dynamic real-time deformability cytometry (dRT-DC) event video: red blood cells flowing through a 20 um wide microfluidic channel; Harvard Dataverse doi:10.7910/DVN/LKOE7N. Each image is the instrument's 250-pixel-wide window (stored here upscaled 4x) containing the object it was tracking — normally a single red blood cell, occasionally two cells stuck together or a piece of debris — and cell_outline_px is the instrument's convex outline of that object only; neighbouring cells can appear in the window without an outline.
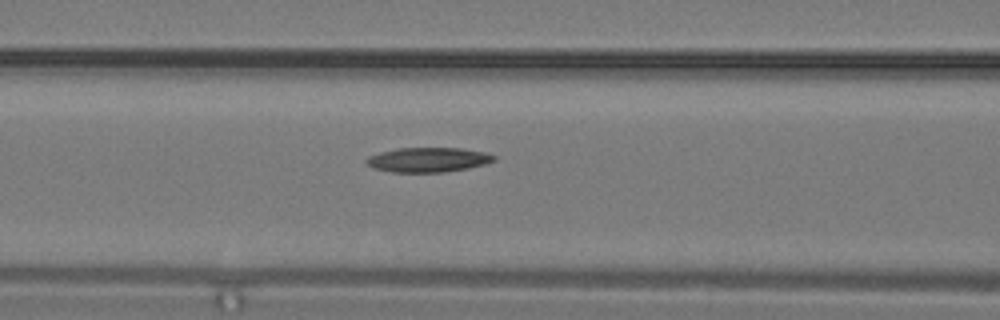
{"species": "common noctule bat (a hibernating species)", "species_latin": "Nyctalus noctula", "temperature_condition": "warm", "stored_images_in_passage": 14, "camera_frame_rate_fps": 3000, "um_per_image_px": 0.085, "animal": {"sex": "male", "body_mass_g": 19.2, "forearm_length_mm": 51.8}, "frame": {"image": 1, "passage_image": 8, "time_ms": 2.333, "image_size_px": [1000, 320], "cell_outline_px": [[496, 160], [484, 164], [468, 168], [444, 172], [392, 172], [372, 168], [364, 160], [368, 156], [380, 152], [400, 148], [460, 148], [484, 152], [496, 156]], "centroid_in_image_um": [36.37, 13.58], "position_along_channel_um": 130.2, "area_um2": 18.26}}
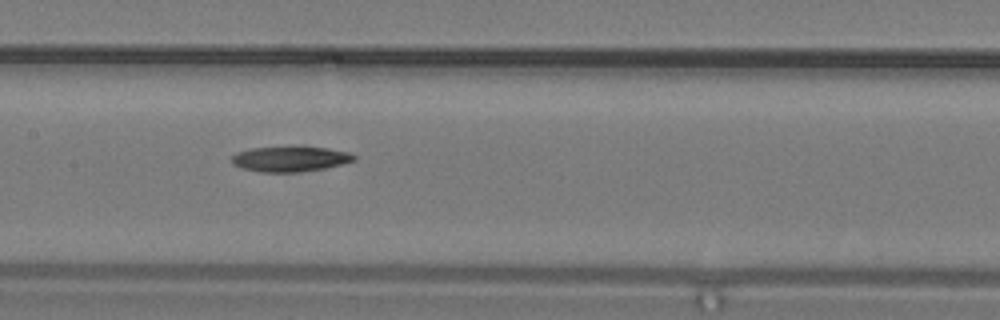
{"frame": {"image": 2, "passage_image": 10, "time_ms": 3.0, "image_size_px": [1000, 320], "cell_outline_px": [[356, 160], [324, 168], [296, 172], [260, 172], [240, 168], [232, 164], [232, 156], [236, 152], [252, 148], [328, 148], [348, 152], [356, 156]], "centroid_in_image_um": [24.62, 13.53], "position_along_channel_um": 182.8, "area_um2": 17.57}}
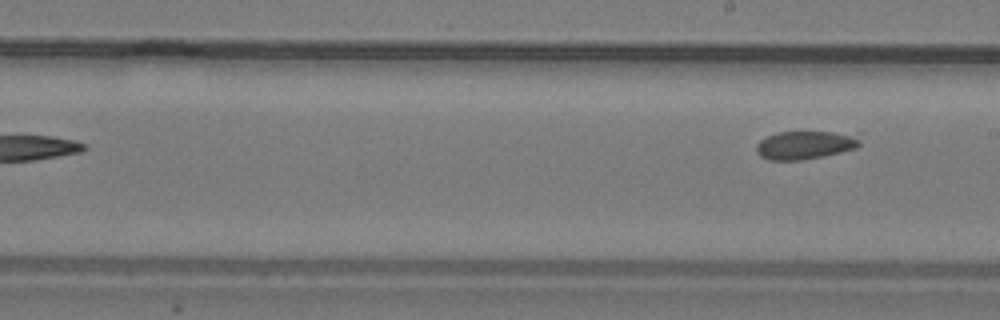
{"frame": {"image": 3, "passage_image": 14, "time_ms": 4.333, "image_size_px": [1000, 320], "cell_outline_px": [[860, 144], [856, 148], [840, 152], [800, 160], [768, 160], [760, 156], [756, 152], [756, 144], [764, 136], [776, 132], [832, 132], [848, 136], [856, 140]], "centroid_in_image_um": [68.25, 12.34], "position_along_channel_um": 220.7, "area_um2": 16.53}}